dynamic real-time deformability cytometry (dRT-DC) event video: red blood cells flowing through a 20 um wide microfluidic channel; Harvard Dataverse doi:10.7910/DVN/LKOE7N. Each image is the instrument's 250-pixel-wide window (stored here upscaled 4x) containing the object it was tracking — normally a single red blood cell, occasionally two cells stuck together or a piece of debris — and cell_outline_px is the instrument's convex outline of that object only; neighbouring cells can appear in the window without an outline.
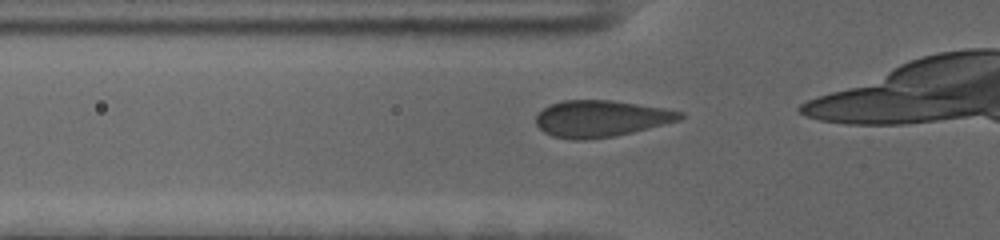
{"species": "human", "species_latin": "Homo sapiens", "temperature_condition": "cold", "stored_images_in_passage": 7, "camera_frame_rate_fps": 3000, "um_per_image_px": 0.085, "donor": {"sex": "female"}, "frame": {"image": 1, "passage_image": 2, "time_ms": 0.333, "image_size_px": [1000, 240], "cell_outline_px": [[684, 116], [680, 120], [616, 136], [580, 140], [572, 140], [552, 136], [544, 132], [536, 124], [536, 116], [544, 108], [552, 104], [564, 100], [608, 100], [664, 108], [684, 112]], "centroid_in_image_um": [51.07, 10.09], "position_along_channel_um": 74.7, "area_um2": 30.46}}
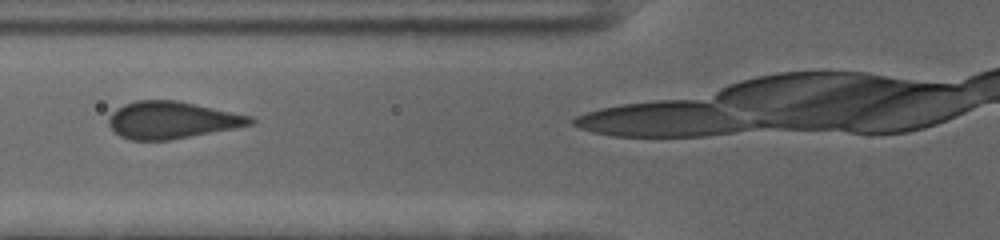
{"frame": {"image": 2, "passage_image": 5, "time_ms": 1.333, "image_size_px": [1000, 240], "cell_outline_px": [[256, 120], [252, 124], [236, 128], [168, 140], [132, 140], [120, 136], [108, 124], [108, 120], [112, 112], [116, 108], [124, 104], [136, 100], [176, 100], [252, 116]], "centroid_in_image_um": [14.6, 10.2], "position_along_channel_um": 111.2, "area_um2": 30.46}}